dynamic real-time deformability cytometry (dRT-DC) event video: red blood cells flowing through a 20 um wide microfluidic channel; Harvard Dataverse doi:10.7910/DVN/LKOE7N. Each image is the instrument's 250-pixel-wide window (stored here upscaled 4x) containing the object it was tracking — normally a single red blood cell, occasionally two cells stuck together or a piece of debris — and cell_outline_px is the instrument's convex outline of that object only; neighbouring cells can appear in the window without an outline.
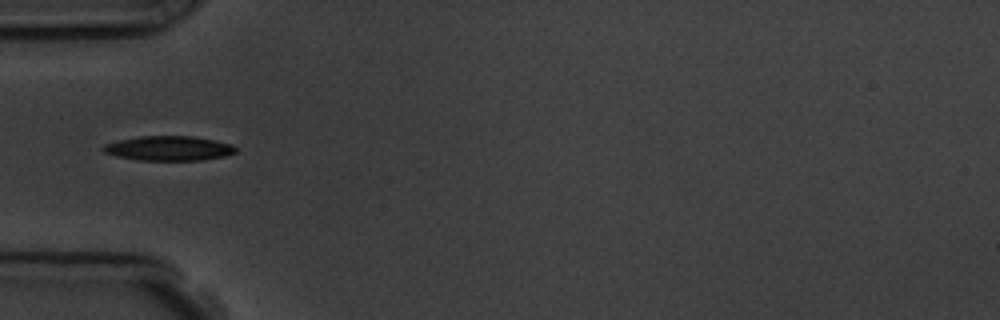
{"species": "common noctule bat (a hibernating species)", "species_latin": "Nyctalus noctula", "temperature_condition": "room temperature", "stored_images_in_passage": 3, "camera_frame_rate_fps": 3000, "um_per_image_px": 0.085, "animal": {"sex": "male", "body_mass_g": 19.5, "forearm_length_mm": 54.6}, "frame": {"image": 1, "passage_image": 3, "time_ms": 3.0, "image_size_px": [1000, 320], "cell_outline_px": [[236, 152], [224, 156], [200, 160], [136, 160], [116, 156], [104, 152], [100, 148], [104, 144], [120, 140], [140, 136], [192, 136], [232, 144], [236, 148]], "centroid_in_image_um": [14.31, 12.61], "position_along_channel_um": 70.7, "area_um2": 18.9}}